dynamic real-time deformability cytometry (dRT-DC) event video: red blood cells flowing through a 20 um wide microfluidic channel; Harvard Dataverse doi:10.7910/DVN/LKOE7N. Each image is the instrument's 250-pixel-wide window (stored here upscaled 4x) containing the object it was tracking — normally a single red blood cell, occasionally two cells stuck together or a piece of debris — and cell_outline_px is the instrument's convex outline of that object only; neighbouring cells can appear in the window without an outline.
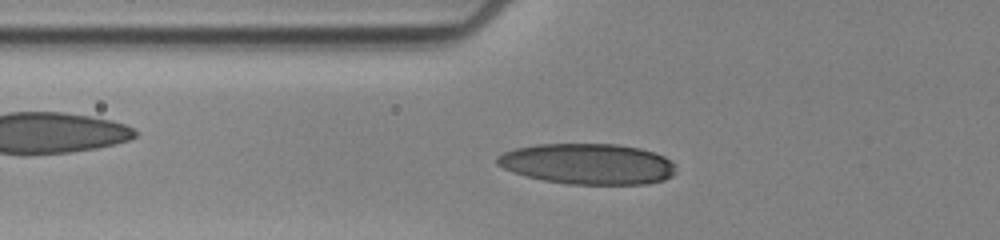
{"species": "human", "species_latin": "Homo sapiens", "temperature_condition": "cold", "stored_images_in_passage": 47, "camera_frame_rate_fps": 3000, "um_per_image_px": 0.085, "donor": {"sex": "female"}, "frame": {"image": 1, "passage_image": 15, "time_ms": 4.667, "image_size_px": [1000, 240], "cell_outline_px": [[676, 172], [672, 176], [664, 180], [648, 184], [568, 184], [544, 180], [524, 176], [512, 172], [496, 164], [496, 156], [504, 152], [516, 148], [540, 144], [616, 144], [640, 148], [664, 156], [672, 164]], "centroid_in_image_um": [49.94, 13.94], "position_along_channel_um": 75.9, "area_um2": 42.43}}
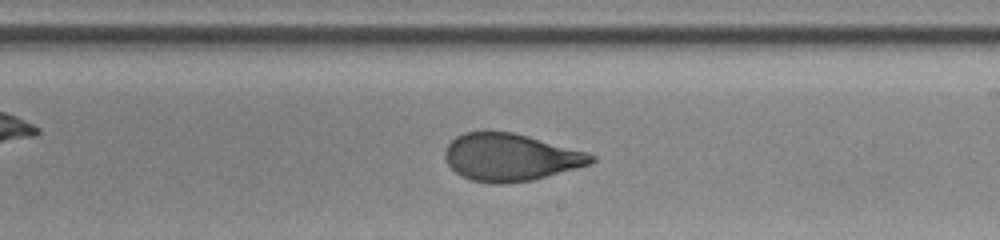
{"frame": {"image": 2, "passage_image": 30, "time_ms": 9.667, "image_size_px": [1000, 240], "cell_outline_px": [[596, 160], [592, 164], [532, 180], [504, 184], [492, 184], [472, 180], [456, 172], [448, 164], [444, 156], [444, 152], [448, 144], [456, 136], [464, 132], [512, 132], [528, 136], [588, 152], [596, 156]], "centroid_in_image_um": [43.41, 13.37], "position_along_channel_um": 245.6, "area_um2": 40.29}}
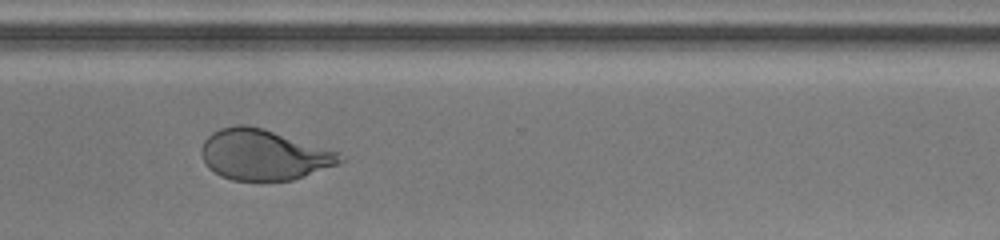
{"frame": {"image": 3, "passage_image": 39, "time_ms": 12.667, "image_size_px": [1000, 240], "cell_outline_px": [[344, 160], [340, 164], [292, 180], [232, 180], [220, 176], [208, 168], [200, 152], [200, 148], [204, 140], [212, 132], [220, 128], [236, 124], [248, 124], [264, 128], [336, 152], [344, 156]], "centroid_in_image_um": [22.37, 13.15], "position_along_channel_um": 348.2, "area_um2": 40.81}, "authors_computed_cell_mechanics": {"area_um2": 40.5756, "velocity_mm_per_s": 3.4377, "shape_relaxation_time_tau1_ms": 5.055, "shape_relaxation_time_tau2_ms": 0.8718, "deformation_change_tau1": 0.1789, "deformation_change_tau2": 0.0596}}